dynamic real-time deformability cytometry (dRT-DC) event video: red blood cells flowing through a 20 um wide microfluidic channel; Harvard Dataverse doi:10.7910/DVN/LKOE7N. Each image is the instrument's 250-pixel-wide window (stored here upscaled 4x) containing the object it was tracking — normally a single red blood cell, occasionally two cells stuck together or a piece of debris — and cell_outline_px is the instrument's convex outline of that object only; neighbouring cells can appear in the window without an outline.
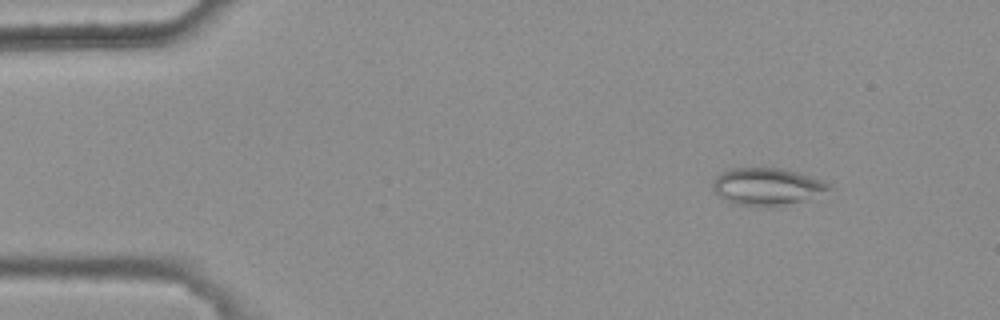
{"species": "common noctule bat (a hibernating species)", "species_latin": "Nyctalus noctula", "temperature_condition": "warm", "stored_images_in_passage": 7, "camera_frame_rate_fps": 3000, "um_per_image_px": 0.085, "animal": {"sex": "female", "body_mass_g": 25.1}, "frame": {"image": 1, "passage_image": 2, "time_ms": 0.333, "image_size_px": [1000, 320], "cell_outline_px": [[832, 188], [780, 208], [756, 208], [736, 204], [724, 200], [716, 192], [712, 184], [712, 180], [720, 172], [732, 168], [780, 168], [796, 172], [820, 180], [828, 184]], "centroid_in_image_um": [65.1, 15.89], "position_along_channel_um": 19.9, "area_um2": 25.26}}
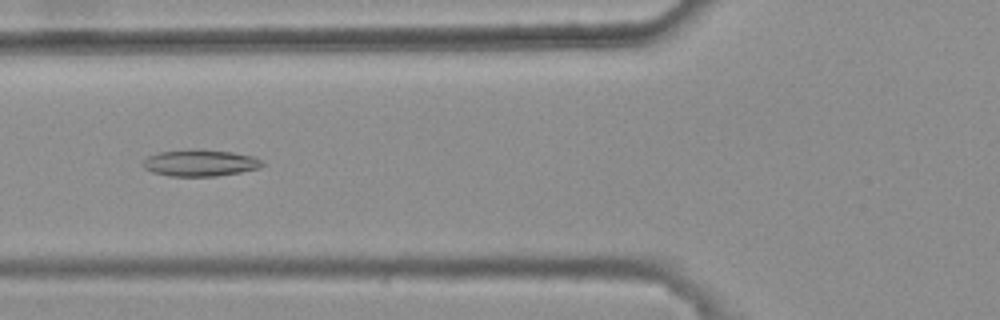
{"frame": {"image": 2, "passage_image": 6, "time_ms": 1.667, "image_size_px": [1000, 320], "cell_outline_px": [[264, 164], [260, 168], [240, 172], [216, 176], [168, 176], [152, 172], [144, 168], [140, 164], [148, 156], [160, 152], [188, 148], [196, 148], [232, 152], [252, 156], [260, 160]], "centroid_in_image_um": [16.96, 13.84], "position_along_channel_um": 108.8, "area_um2": 18.73}}
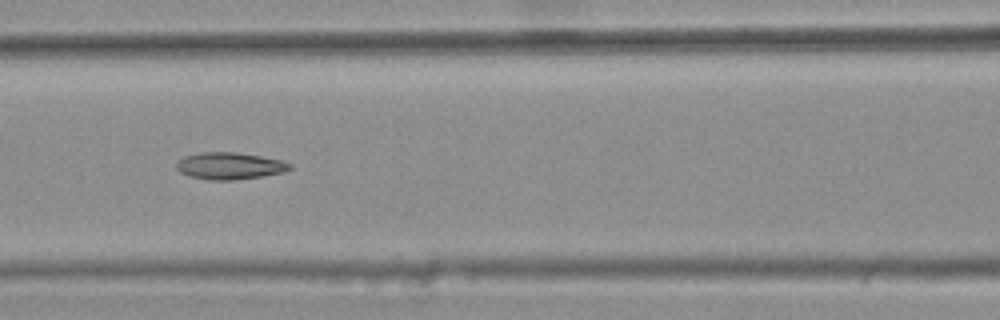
{"frame": {"image": 3, "passage_image": 7, "time_ms": 2.0, "image_size_px": [1000, 320], "cell_outline_px": [[292, 168], [284, 172], [260, 176], [232, 180], [212, 180], [188, 176], [180, 172], [176, 168], [176, 160], [184, 156], [204, 152], [236, 152], [260, 156], [280, 160], [292, 164]], "centroid_in_image_um": [19.48, 14.09], "position_along_channel_um": 147.1, "area_um2": 17.74}}